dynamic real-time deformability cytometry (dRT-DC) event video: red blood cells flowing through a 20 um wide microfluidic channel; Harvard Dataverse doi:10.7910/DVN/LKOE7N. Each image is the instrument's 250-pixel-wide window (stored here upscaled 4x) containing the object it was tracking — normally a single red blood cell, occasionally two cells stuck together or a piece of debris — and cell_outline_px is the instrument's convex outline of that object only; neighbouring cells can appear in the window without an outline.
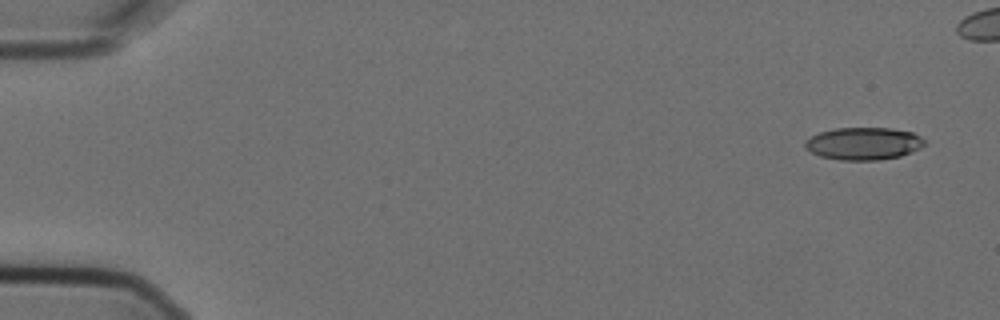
{"species": "Egyptian fruit bat (a non-hibernating species)", "species_latin": "Rousettus aegyptiacus", "temperature_condition": "cold", "stored_images_in_passage": 6, "camera_frame_rate_fps": 3000, "um_per_image_px": 0.085, "animal": {"sex": "female"}, "frame": {"image": 1, "passage_image": 1, "time_ms": 0.0, "image_size_px": [1000, 320], "cell_outline_px": [[924, 144], [920, 148], [912, 152], [900, 156], [880, 160], [840, 160], [820, 156], [804, 148], [804, 140], [820, 132], [836, 128], [892, 128], [912, 132], [920, 136], [924, 140]], "centroid_in_image_um": [73.39, 12.2], "position_along_channel_um": 11.6, "area_um2": 22.66}}